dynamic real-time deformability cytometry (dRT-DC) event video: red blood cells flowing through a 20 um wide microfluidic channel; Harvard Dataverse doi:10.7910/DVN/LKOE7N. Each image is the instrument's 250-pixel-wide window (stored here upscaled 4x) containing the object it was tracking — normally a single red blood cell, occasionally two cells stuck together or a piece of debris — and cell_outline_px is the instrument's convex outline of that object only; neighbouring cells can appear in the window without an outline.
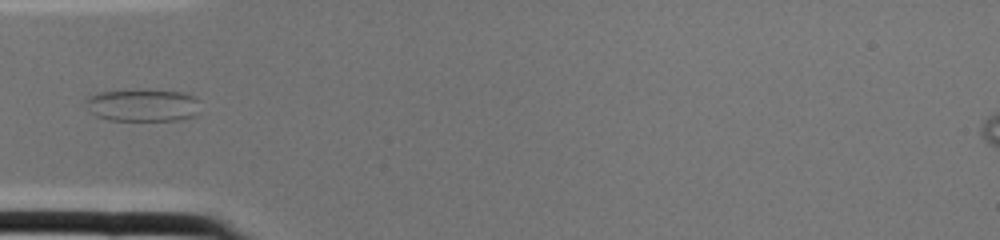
{"species": "common noctule bat (a hibernating species)", "species_latin": "Nyctalus noctula", "temperature_condition": "cold", "stored_images_in_passage": 1, "camera_frame_rate_fps": 3000, "um_per_image_px": 0.085, "animal": {"sex": "female", "body_mass_g": 22.0, "forearm_length_mm": 56.7}, "frame": {"image": 1, "passage_image": 1, "time_ms": 0.0, "image_size_px": [1000, 240], "cell_outline_px": [[200, 112], [196, 116], [180, 120], [108, 120], [96, 116], [88, 112], [84, 104], [84, 100], [88, 96], [100, 92], [184, 92], [196, 96], [200, 100]], "centroid_in_image_um": [12.16, 8.99], "position_along_channel_um": 72.8, "area_um2": 21.5}}